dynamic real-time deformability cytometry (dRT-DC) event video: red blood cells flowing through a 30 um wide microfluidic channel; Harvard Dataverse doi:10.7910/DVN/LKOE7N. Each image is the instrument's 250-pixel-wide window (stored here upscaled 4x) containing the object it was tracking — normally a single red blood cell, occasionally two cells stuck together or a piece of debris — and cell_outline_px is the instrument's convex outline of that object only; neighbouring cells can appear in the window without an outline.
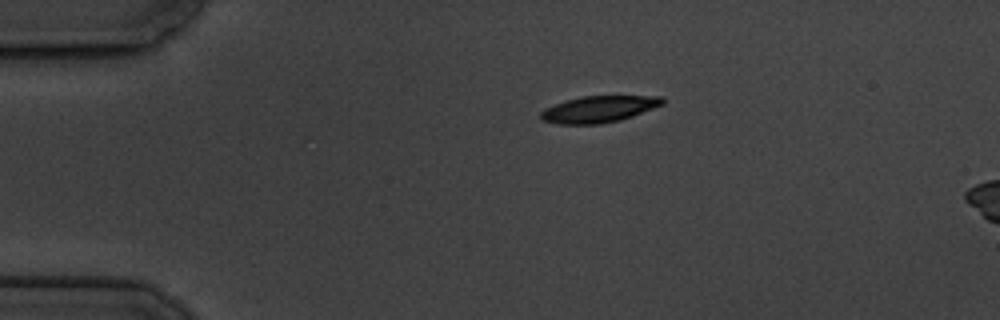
{"species": "common noctule bat (a hibernating species)", "species_latin": "Nyctalus noctula", "temperature_condition": "cold", "stored_images_in_passage": 6, "camera_frame_rate_fps": 3000, "um_per_image_px": 0.085, "animal": {"sex": "male", "body_mass_g": 19.5, "forearm_length_mm": 54.6}, "frame": {"image": 1, "passage_image": 6, "time_ms": 5.667, "image_size_px": [1000, 320], "cell_outline_px": [[664, 104], [632, 116], [620, 120], [600, 124], [556, 124], [540, 120], [540, 112], [544, 108], [568, 100], [584, 96], [660, 96], [664, 100]], "centroid_in_image_um": [50.87, 9.29], "position_along_channel_um": 34.1, "area_um2": 18.73}}